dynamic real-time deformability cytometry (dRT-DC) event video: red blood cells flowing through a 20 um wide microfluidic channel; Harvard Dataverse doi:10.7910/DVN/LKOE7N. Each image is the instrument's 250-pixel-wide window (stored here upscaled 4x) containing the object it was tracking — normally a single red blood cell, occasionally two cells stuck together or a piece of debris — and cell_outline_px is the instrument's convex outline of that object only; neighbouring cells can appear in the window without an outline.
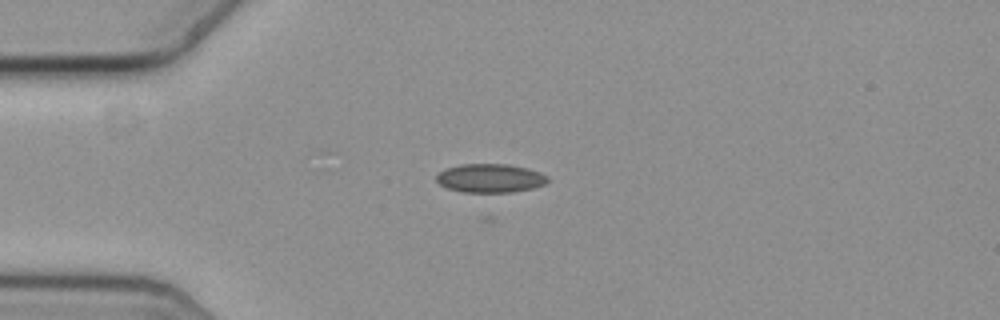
{"species": "common noctule bat (a hibernating species)", "species_latin": "Nyctalus noctula", "temperature_condition": "cold", "stored_images_in_passage": 44, "camera_frame_rate_fps": 3000, "um_per_image_px": 0.085, "animal": {"sex": "female", "body_mass_g": 19.3, "forearm_length_mm": 54.1}, "frame": {"image": 1, "passage_image": 14, "time_ms": 4.333, "image_size_px": [1000, 320], "cell_outline_px": [[548, 180], [544, 184], [532, 188], [512, 192], [464, 192], [448, 188], [440, 184], [436, 180], [436, 176], [440, 172], [448, 168], [460, 164], [508, 164], [528, 168], [540, 172], [548, 176]], "centroid_in_image_um": [41.68, 15.14], "position_along_channel_um": 43.3, "area_um2": 18.5}}
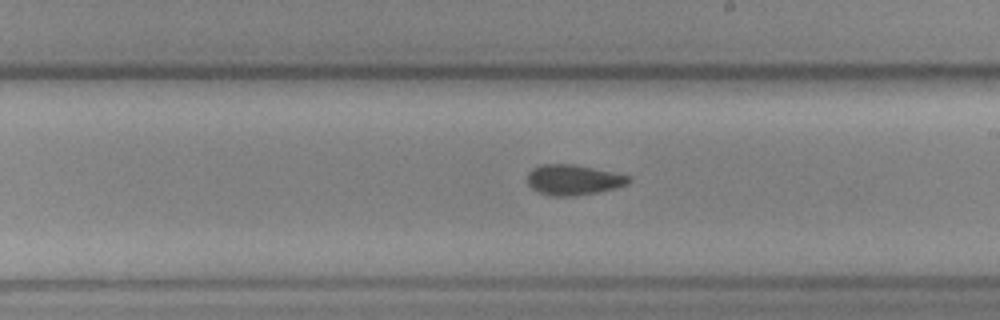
{"frame": {"image": 2, "passage_image": 32, "time_ms": 10.333, "image_size_px": [1000, 320], "cell_outline_px": [[632, 180], [628, 184], [616, 188], [600, 192], [576, 196], [548, 196], [532, 188], [528, 184], [528, 172], [532, 168], [540, 164], [576, 164], [632, 176]], "centroid_in_image_um": [48.77, 15.28], "position_along_channel_um": 240.2, "area_um2": 18.26}}
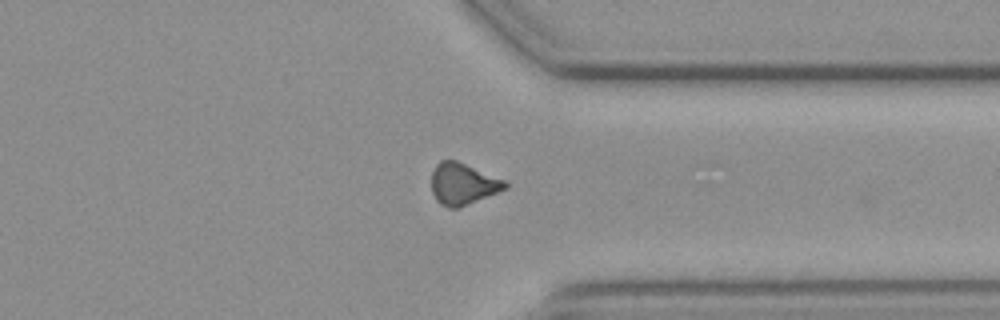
{"frame": {"image": 3, "passage_image": 43, "time_ms": 14.0, "image_size_px": [1000, 320], "cell_outline_px": [[508, 188], [460, 208], [448, 208], [440, 204], [436, 200], [432, 192], [432, 172], [436, 164], [440, 160], [456, 160], [504, 180], [508, 184]], "centroid_in_image_um": [39.33, 15.65], "position_along_channel_um": 372.1, "area_um2": 17.86}}